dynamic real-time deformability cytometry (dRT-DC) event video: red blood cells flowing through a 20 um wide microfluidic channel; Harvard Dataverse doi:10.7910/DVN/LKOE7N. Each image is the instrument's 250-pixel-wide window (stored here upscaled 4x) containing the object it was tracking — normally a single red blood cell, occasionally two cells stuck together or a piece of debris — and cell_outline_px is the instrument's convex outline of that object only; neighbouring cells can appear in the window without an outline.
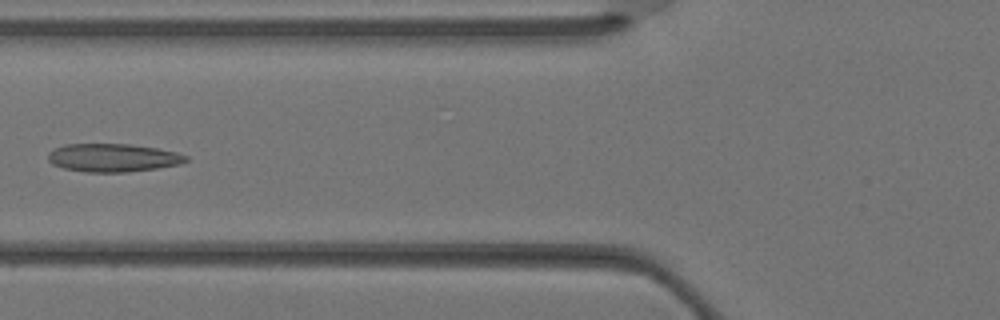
{"species": "Egyptian fruit bat (a non-hibernating species)", "species_latin": "Rousettus aegyptiacus", "temperature_condition": "warm", "stored_images_in_passage": 3, "camera_frame_rate_fps": 3000, "um_per_image_px": 0.085, "animal": {"sex": "female"}, "frame": {"image": 1, "passage_image": 3, "time_ms": 0.667, "image_size_px": [1000, 320], "cell_outline_px": [[188, 160], [180, 164], [156, 168], [128, 172], [84, 172], [64, 168], [52, 164], [48, 160], [48, 152], [64, 144], [128, 144], [156, 148], [176, 152], [188, 156]], "centroid_in_image_um": [9.58, 13.41], "position_along_channel_um": 116.2, "area_um2": 22.6}}